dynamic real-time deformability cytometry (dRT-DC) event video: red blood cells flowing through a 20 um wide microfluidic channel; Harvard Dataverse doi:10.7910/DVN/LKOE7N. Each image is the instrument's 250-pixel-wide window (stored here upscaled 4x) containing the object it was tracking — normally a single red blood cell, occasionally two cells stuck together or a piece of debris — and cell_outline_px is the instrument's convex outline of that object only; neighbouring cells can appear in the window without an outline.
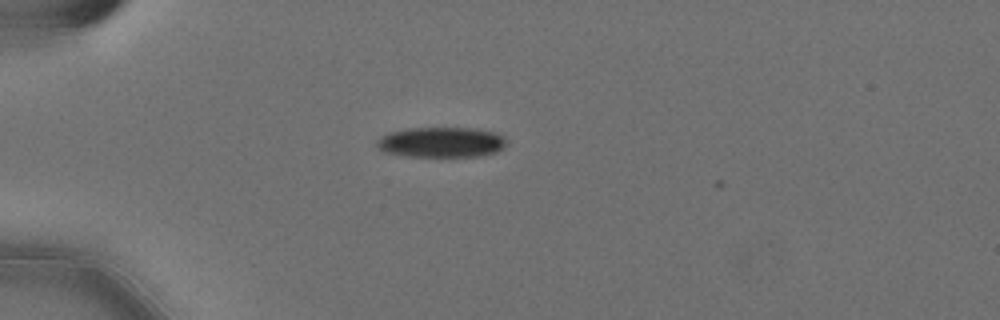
{"species": "Egyptian fruit bat (a non-hibernating species)", "species_latin": "Rousettus aegyptiacus", "temperature_condition": "cold", "stored_images_in_passage": 2, "camera_frame_rate_fps": 3000, "um_per_image_px": 0.085, "animal": {"sex": "female"}, "frame": {"image": 1, "passage_image": 1, "time_ms": 0.0, "image_size_px": [1000, 320], "cell_outline_px": [[504, 148], [496, 152], [480, 156], [404, 156], [384, 152], [376, 148], [376, 140], [380, 136], [392, 132], [408, 128], [476, 128], [496, 132], [504, 136]], "centroid_in_image_um": [37.49, 12.09], "position_along_channel_um": 47.5, "area_um2": 23.0}}